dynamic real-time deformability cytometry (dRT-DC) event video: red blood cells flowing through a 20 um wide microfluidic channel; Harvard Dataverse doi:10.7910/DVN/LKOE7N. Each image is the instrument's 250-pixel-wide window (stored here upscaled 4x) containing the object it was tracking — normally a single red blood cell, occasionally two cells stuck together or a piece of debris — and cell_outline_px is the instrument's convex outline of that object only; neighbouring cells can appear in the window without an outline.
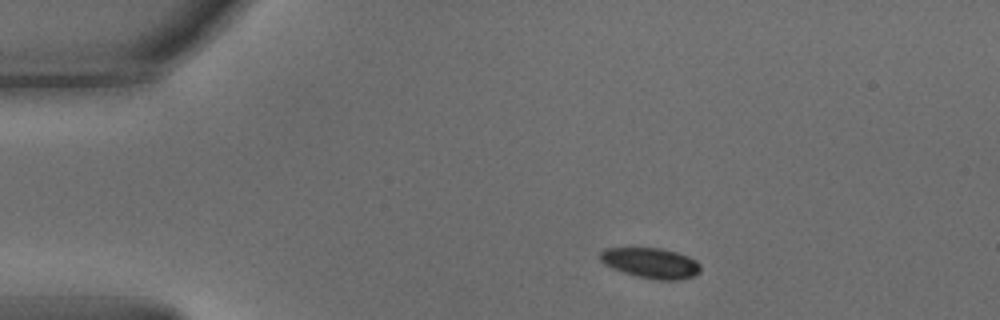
{"species": "common noctule bat (a hibernating species)", "species_latin": "Nyctalus noctula", "temperature_condition": "warm", "stored_images_in_passage": 44, "camera_frame_rate_fps": 3000, "um_per_image_px": 0.085, "animal": {"sex": "male", "body_mass_g": 15.6}, "frame": {"image": 1, "passage_image": 1, "time_ms": 0.0, "image_size_px": [1000, 320], "cell_outline_px": [[700, 272], [696, 276], [676, 280], [656, 280], [624, 272], [612, 268], [604, 264], [600, 260], [600, 252], [604, 248], [660, 248], [676, 252], [688, 256], [696, 260], [700, 264]], "centroid_in_image_um": [55.34, 22.35], "position_along_channel_um": 29.7, "area_um2": 17.74}}
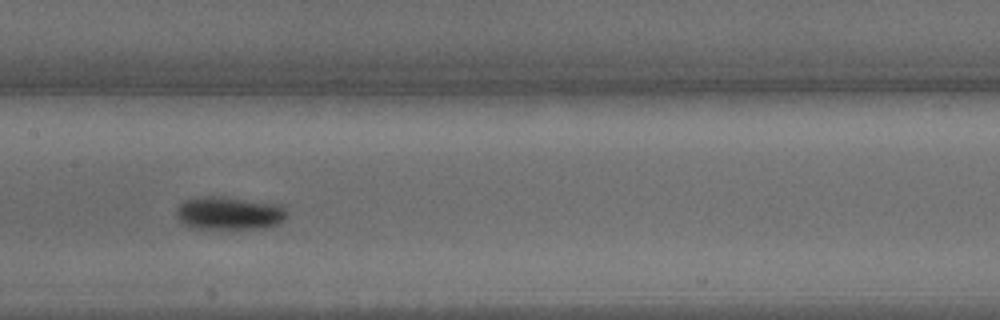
{"frame": {"image": 2, "passage_image": 18, "time_ms": 5.667, "image_size_px": [1000, 320], "cell_outline_px": [[288, 216], [280, 224], [268, 228], [188, 228], [176, 216], [176, 208], [184, 200], [196, 196], [224, 196], [284, 204], [288, 212]], "centroid_in_image_um": [19.54, 18.1], "position_along_channel_um": 187.9, "area_um2": 22.02}}
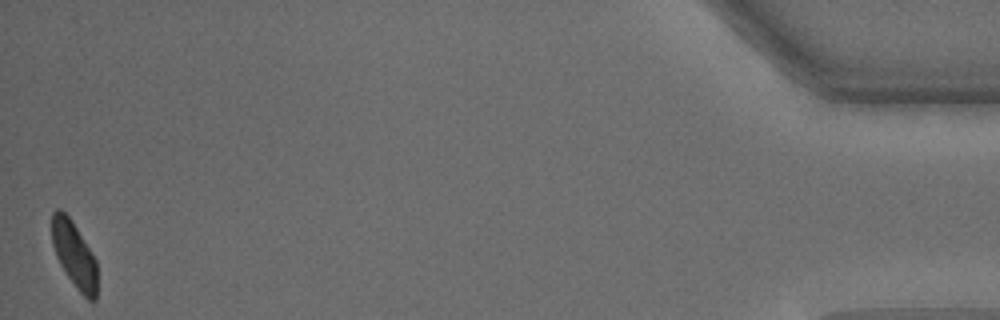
{"frame": {"image": 3, "passage_image": 44, "time_ms": 14.333, "image_size_px": [1000, 320], "cell_outline_px": [[96, 300], [92, 304], [80, 292], [68, 276], [60, 264], [56, 256], [52, 244], [52, 212], [56, 208], [60, 208], [72, 220], [96, 260]], "centroid_in_image_um": [6.3, 21.64], "position_along_channel_um": 428.9, "area_um2": 17.28}, "authors_computed_cell_mechanics": {"area_um2": 19.8832, "velocity_mm_per_s": 3.8239, "shape_relaxation_time_tau1_ms": 2.2283, "shape_relaxation_time_tau2_ms": null, "deformation_change_tau1": 0.1323, "deformation_change_tau2": null}}